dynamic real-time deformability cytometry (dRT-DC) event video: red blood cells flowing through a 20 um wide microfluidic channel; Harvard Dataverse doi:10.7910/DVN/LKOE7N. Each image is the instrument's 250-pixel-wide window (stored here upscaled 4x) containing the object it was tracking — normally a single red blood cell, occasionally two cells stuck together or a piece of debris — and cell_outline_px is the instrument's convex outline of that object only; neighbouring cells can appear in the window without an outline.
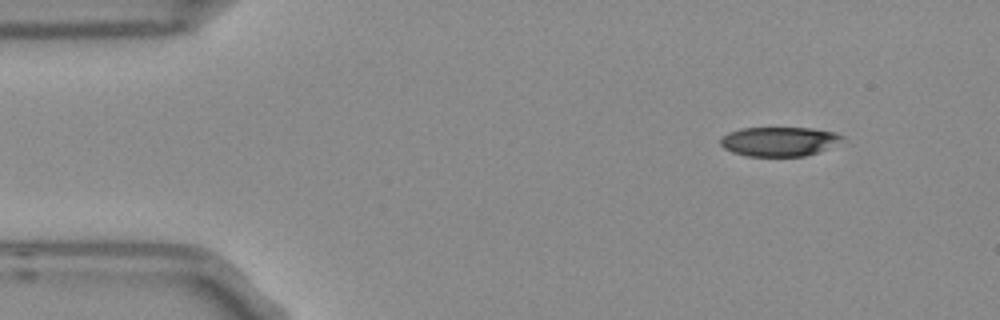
{"species": "Egyptian fruit bat (a non-hibernating species)", "species_latin": "Rousettus aegyptiacus", "temperature_condition": "room temperature", "stored_images_in_passage": 4, "camera_frame_rate_fps": 3000, "um_per_image_px": 0.085, "frame": {"image": 1, "passage_image": 1, "time_ms": 0.0, "image_size_px": [1000, 320], "cell_outline_px": [[844, 140], [820, 152], [804, 156], [744, 156], [732, 152], [724, 148], [720, 144], [720, 140], [728, 132], [740, 128], [812, 128], [836, 132], [844, 136]], "centroid_in_image_um": [66.25, 12.02], "position_along_channel_um": 18.8, "area_um2": 20.98}}